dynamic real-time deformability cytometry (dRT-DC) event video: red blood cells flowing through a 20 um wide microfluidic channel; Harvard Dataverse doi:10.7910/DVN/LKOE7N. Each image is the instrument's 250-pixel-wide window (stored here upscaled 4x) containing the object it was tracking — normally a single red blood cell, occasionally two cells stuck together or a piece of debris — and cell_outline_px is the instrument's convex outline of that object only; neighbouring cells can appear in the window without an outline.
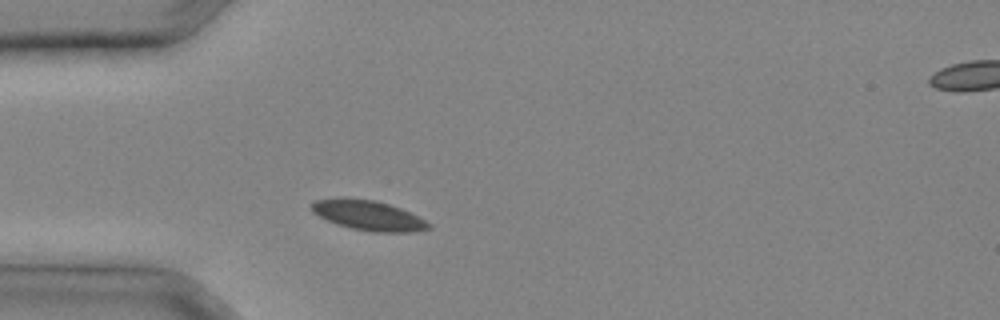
{"species": "common noctule bat (a hibernating species)", "species_latin": "Nyctalus noctula", "temperature_condition": "cold", "stored_images_in_passage": 23, "camera_frame_rate_fps": 3000, "um_per_image_px": 0.085, "animal": {"sex": "male", "body_mass_g": 20.4}, "frame": {"image": 1, "passage_image": 1, "time_ms": 0.0, "image_size_px": [1000, 320], "cell_outline_px": [[432, 228], [416, 232], [372, 232], [352, 228], [336, 224], [312, 212], [308, 204], [316, 200], [336, 196], [344, 196], [376, 200], [400, 208], [432, 224]], "centroid_in_image_um": [31.25, 18.28], "position_along_channel_um": 53.7, "area_um2": 20.81}}
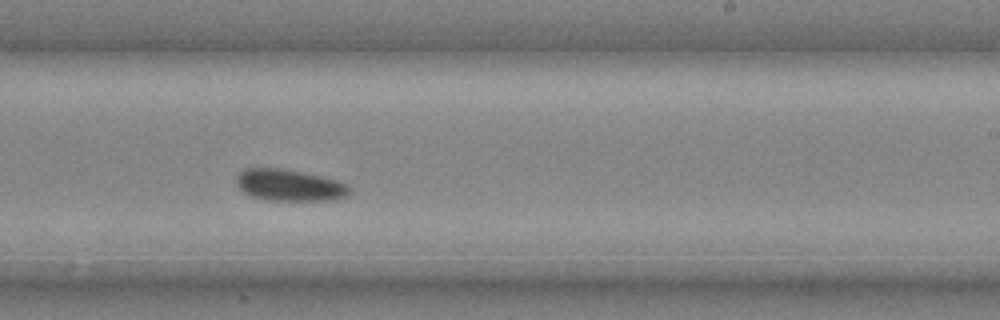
{"frame": {"image": 2, "passage_image": 12, "time_ms": 3.667, "image_size_px": [1000, 320], "cell_outline_px": [[348, 192], [344, 196], [336, 200], [268, 200], [252, 196], [244, 192], [236, 184], [236, 176], [244, 168], [280, 168], [304, 172], [336, 180], [348, 184]], "centroid_in_image_um": [24.56, 15.73], "position_along_channel_um": 264.4, "area_um2": 20.69}}
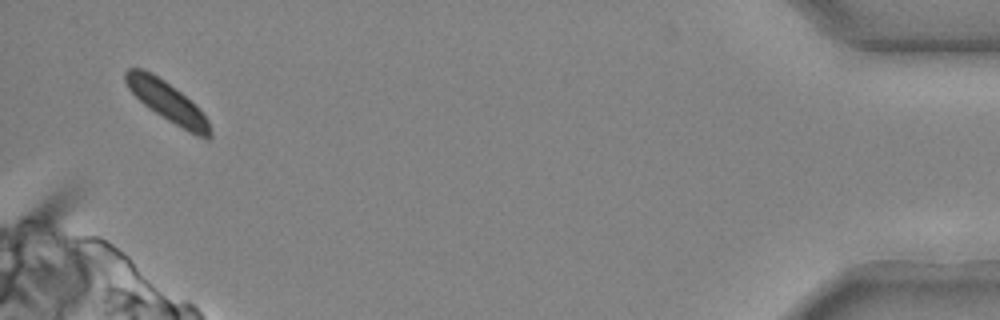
{"frame": {"image": 3, "passage_image": 23, "time_ms": 7.333, "image_size_px": [1000, 320], "cell_outline_px": [[212, 136], [208, 140], [196, 136], [188, 132], [168, 120], [144, 104], [128, 88], [124, 80], [124, 72], [128, 68], [144, 68], [152, 72], [164, 80], [180, 92], [208, 120], [212, 132]], "centroid_in_image_um": [14.19, 8.64], "position_along_channel_um": 421.0, "area_um2": 19.31}}